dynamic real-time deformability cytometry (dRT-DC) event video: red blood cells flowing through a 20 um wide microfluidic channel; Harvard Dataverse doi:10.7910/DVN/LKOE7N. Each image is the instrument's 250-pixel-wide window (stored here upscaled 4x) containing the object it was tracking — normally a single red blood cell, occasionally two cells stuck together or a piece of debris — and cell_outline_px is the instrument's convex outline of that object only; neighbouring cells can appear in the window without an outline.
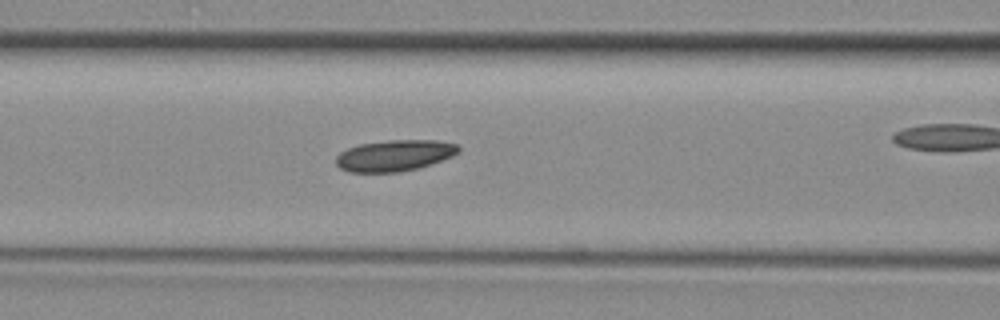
{"species": "common noctule bat (a hibernating species)", "species_latin": "Nyctalus noctula", "temperature_condition": "room temperature", "stored_images_in_passage": 35, "camera_frame_rate_fps": 3000, "um_per_image_px": 0.085, "animal": {"sex": "female", "body_mass_g": 29.2, "forearm_length_mm": 56.3}, "frame": {"image": 1, "passage_image": 6, "time_ms": 1.667, "image_size_px": [1000, 320], "cell_outline_px": [[460, 152], [452, 156], [432, 164], [416, 168], [396, 172], [348, 172], [340, 168], [336, 164], [336, 156], [340, 152], [348, 148], [360, 144], [388, 140], [436, 140], [456, 144], [460, 148]], "centroid_in_image_um": [33.53, 13.21], "position_along_channel_um": 133.1, "area_um2": 22.25}}
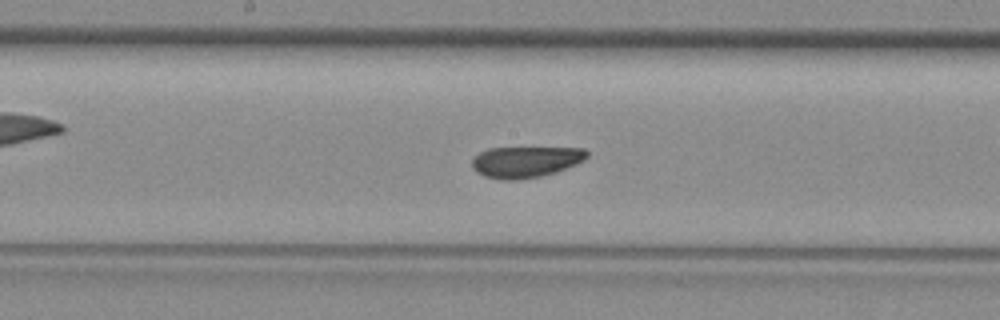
{"frame": {"image": 2, "passage_image": 11, "time_ms": 3.333, "image_size_px": [1000, 320], "cell_outline_px": [[588, 156], [584, 160], [576, 164], [556, 172], [540, 176], [516, 180], [500, 180], [484, 176], [476, 172], [472, 168], [472, 160], [480, 152], [488, 148], [584, 148], [588, 152]], "centroid_in_image_um": [44.66, 13.76], "position_along_channel_um": 203.5, "area_um2": 20.87}}
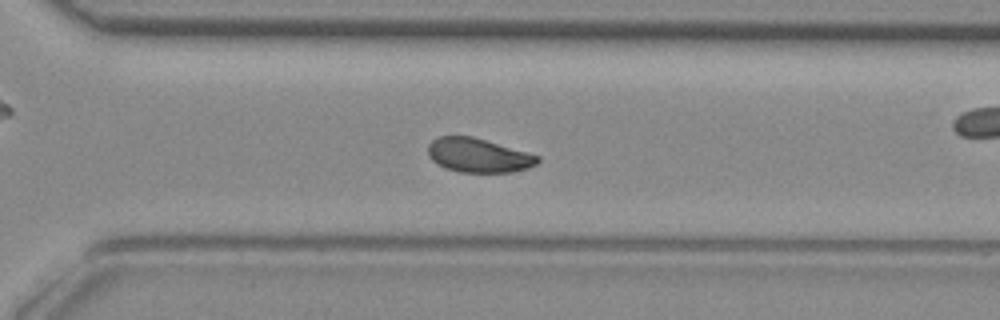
{"frame": {"image": 3, "passage_image": 20, "time_ms": 6.333, "image_size_px": [1000, 320], "cell_outline_px": [[540, 160], [536, 164], [528, 168], [512, 172], [460, 172], [444, 168], [436, 164], [428, 156], [428, 144], [432, 140], [440, 136], [472, 136], [540, 156]], "centroid_in_image_um": [40.63, 13.21], "position_along_channel_um": 330.0, "area_um2": 21.79}}